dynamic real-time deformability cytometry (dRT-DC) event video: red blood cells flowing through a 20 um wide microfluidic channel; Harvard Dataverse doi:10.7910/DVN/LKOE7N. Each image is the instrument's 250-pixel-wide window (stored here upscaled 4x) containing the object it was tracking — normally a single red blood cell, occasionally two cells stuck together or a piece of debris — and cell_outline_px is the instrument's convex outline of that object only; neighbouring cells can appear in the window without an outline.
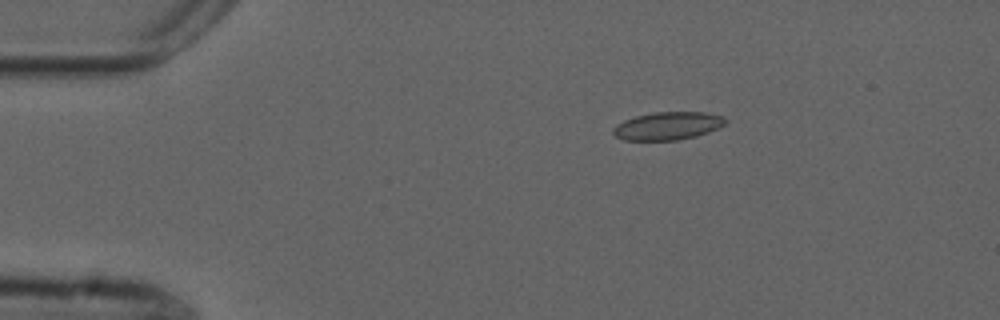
{"species": "common noctule bat (a hibernating species)", "species_latin": "Nyctalus noctula", "temperature_condition": "cold", "stored_images_in_passage": 12, "camera_frame_rate_fps": 3000, "um_per_image_px": 0.085, "animal": {"sex": "male", "forearm_length_mm": 52.5}, "frame": {"image": 1, "passage_image": 10, "time_ms": 3.0, "image_size_px": [1000, 320], "cell_outline_px": [[728, 120], [720, 128], [696, 136], [676, 140], [624, 140], [616, 136], [612, 132], [612, 128], [616, 124], [624, 120], [636, 116], [656, 112], [704, 112], [724, 116]], "centroid_in_image_um": [56.77, 10.7], "position_along_channel_um": 28.2, "area_um2": 18.32}}